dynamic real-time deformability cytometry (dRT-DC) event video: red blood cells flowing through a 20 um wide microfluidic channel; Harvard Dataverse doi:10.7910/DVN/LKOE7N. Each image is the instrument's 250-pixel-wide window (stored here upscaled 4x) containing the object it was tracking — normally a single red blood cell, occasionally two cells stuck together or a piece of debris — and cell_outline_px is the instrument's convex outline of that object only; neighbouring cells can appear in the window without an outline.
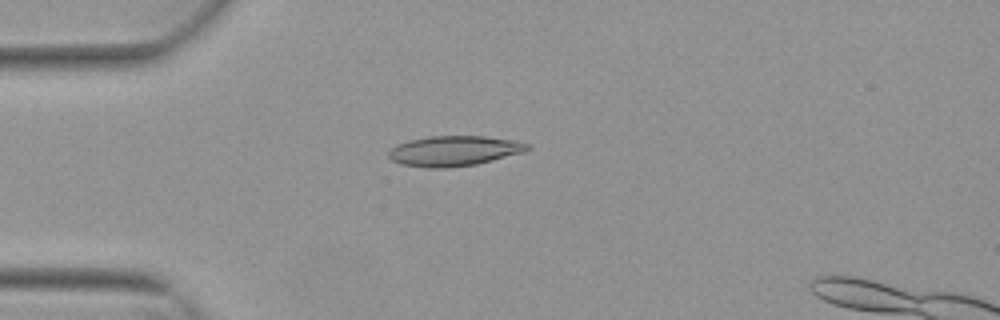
{"species": "Egyptian fruit bat (a non-hibernating species)", "species_latin": "Rousettus aegyptiacus", "temperature_condition": "warm", "stored_images_in_passage": 52, "camera_frame_rate_fps": 3000, "um_per_image_px": 0.085, "animal": {"sex": "female"}, "frame": {"image": 1, "passage_image": 14, "time_ms": 4.333, "image_size_px": [1000, 320], "cell_outline_px": [[532, 148], [524, 152], [476, 164], [448, 168], [428, 168], [400, 164], [392, 160], [388, 156], [388, 152], [396, 144], [408, 140], [428, 136], [484, 136], [516, 140], [528, 144]], "centroid_in_image_um": [38.59, 12.82], "position_along_channel_um": 46.4, "area_um2": 24.57}}
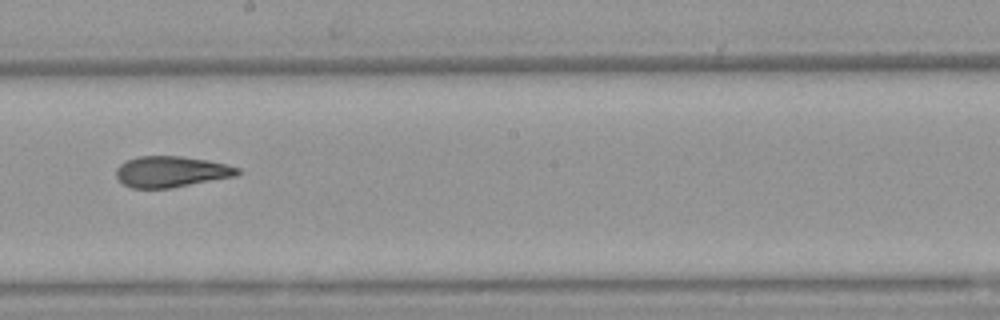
{"frame": {"image": 2, "passage_image": 30, "time_ms": 9.667, "image_size_px": [1000, 320], "cell_outline_px": [[240, 172], [236, 176], [172, 188], [132, 188], [124, 184], [116, 176], [116, 168], [120, 164], [128, 160], [140, 156], [180, 156], [208, 160], [240, 168]], "centroid_in_image_um": [14.56, 14.6], "position_along_channel_um": 233.6, "area_um2": 21.85}}
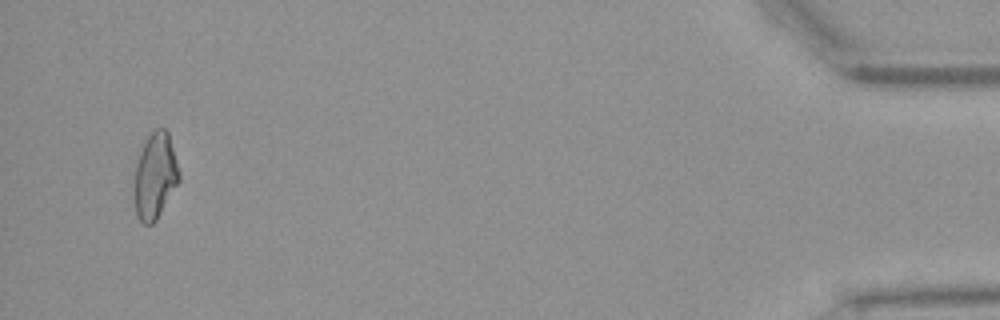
{"frame": {"image": 3, "passage_image": 51, "time_ms": 16.667, "image_size_px": [1000, 320], "cell_outline_px": [[180, 180], [156, 220], [152, 224], [144, 224], [136, 216], [132, 196], [132, 188], [136, 164], [144, 140], [156, 128], [164, 128], [168, 132], [180, 172]], "centroid_in_image_um": [13.14, 14.98], "position_along_channel_um": 422.1, "area_um2": 22.89}}